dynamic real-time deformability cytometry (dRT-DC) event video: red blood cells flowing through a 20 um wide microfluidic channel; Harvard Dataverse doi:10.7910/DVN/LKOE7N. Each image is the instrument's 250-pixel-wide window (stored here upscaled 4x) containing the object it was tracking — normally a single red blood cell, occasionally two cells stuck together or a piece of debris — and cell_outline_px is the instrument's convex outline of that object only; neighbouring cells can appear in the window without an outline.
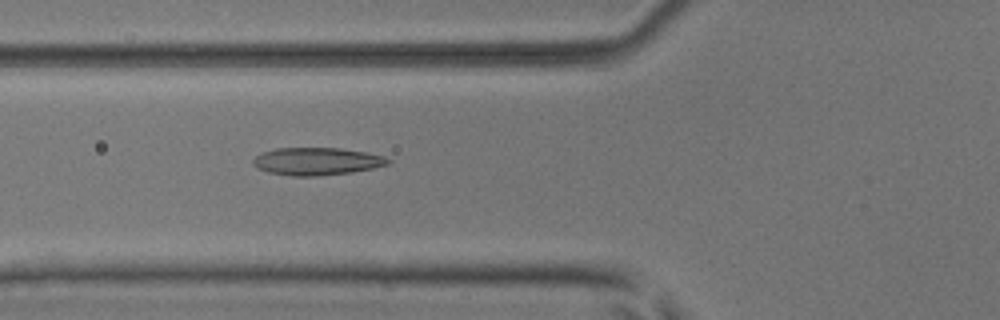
{"species": "common noctule bat (a hibernating species)", "species_latin": "Nyctalus noctula", "temperature_condition": "room temperature", "stored_images_in_passage": 44, "camera_frame_rate_fps": 3000, "um_per_image_px": 0.085, "animal": {"sex": "male", "body_mass_g": 17.9, "forearm_length_mm": 54.2}, "frame": {"image": 1, "passage_image": 12, "time_ms": 3.667, "image_size_px": [1000, 320], "cell_outline_px": [[392, 160], [388, 164], [372, 168], [352, 172], [316, 176], [292, 176], [268, 172], [256, 168], [252, 164], [252, 160], [260, 152], [276, 148], [340, 148], [364, 152], [384, 156]], "centroid_in_image_um": [26.88, 13.71], "position_along_channel_um": 98.9, "area_um2": 21.73}}
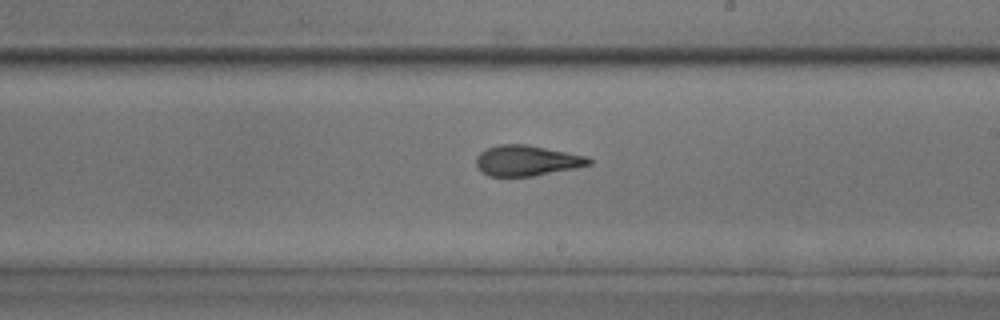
{"frame": {"image": 2, "passage_image": 23, "time_ms": 7.333, "image_size_px": [1000, 320], "cell_outline_px": [[592, 164], [576, 168], [532, 176], [488, 176], [476, 164], [476, 156], [484, 148], [500, 144], [528, 144], [584, 156], [592, 160]], "centroid_in_image_um": [44.75, 13.64], "position_along_channel_um": 244.2, "area_um2": 19.94}}
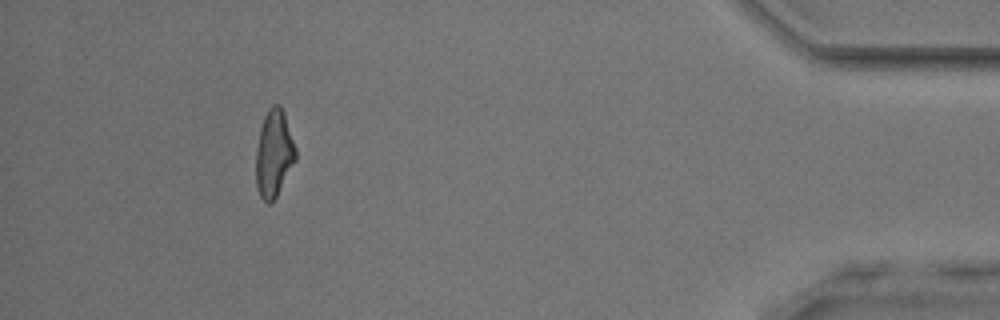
{"frame": {"image": 3, "passage_image": 40, "time_ms": 13.0, "image_size_px": [1000, 320], "cell_outline_px": [[296, 160], [276, 196], [268, 204], [260, 196], [256, 188], [256, 148], [260, 128], [264, 116], [268, 108], [272, 104], [280, 104], [284, 112], [296, 148]], "centroid_in_image_um": [23.28, 13.02], "position_along_channel_um": 411.9, "area_um2": 20.17}, "authors_computed_cell_mechanics": {"area_um2": 20.519, "velocity_mm_per_s": 3.9768, "shape_relaxation_time_tau1_ms": 10.2802, "shape_relaxation_time_tau2_ms": 1.8599, "deformation_change_tau1": 0.2733, "deformation_change_tau2": 0.0928}}